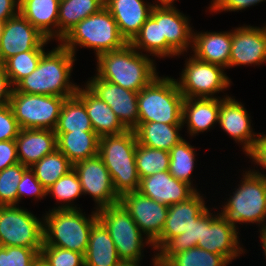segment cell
Returning <instances> with one entry per match:
<instances>
[{
    "mask_svg": "<svg viewBox=\"0 0 266 266\" xmlns=\"http://www.w3.org/2000/svg\"><path fill=\"white\" fill-rule=\"evenodd\" d=\"M232 30L220 32H194L192 39L193 56L197 59L229 68Z\"/></svg>",
    "mask_w": 266,
    "mask_h": 266,
    "instance_id": "24",
    "label": "cell"
},
{
    "mask_svg": "<svg viewBox=\"0 0 266 266\" xmlns=\"http://www.w3.org/2000/svg\"><path fill=\"white\" fill-rule=\"evenodd\" d=\"M20 130L10 104L0 107V141L15 140Z\"/></svg>",
    "mask_w": 266,
    "mask_h": 266,
    "instance_id": "45",
    "label": "cell"
},
{
    "mask_svg": "<svg viewBox=\"0 0 266 266\" xmlns=\"http://www.w3.org/2000/svg\"><path fill=\"white\" fill-rule=\"evenodd\" d=\"M33 266H49L47 262L40 256L34 263Z\"/></svg>",
    "mask_w": 266,
    "mask_h": 266,
    "instance_id": "53",
    "label": "cell"
},
{
    "mask_svg": "<svg viewBox=\"0 0 266 266\" xmlns=\"http://www.w3.org/2000/svg\"><path fill=\"white\" fill-rule=\"evenodd\" d=\"M15 142L18 162L26 167L57 149L56 134L49 129H21Z\"/></svg>",
    "mask_w": 266,
    "mask_h": 266,
    "instance_id": "25",
    "label": "cell"
},
{
    "mask_svg": "<svg viewBox=\"0 0 266 266\" xmlns=\"http://www.w3.org/2000/svg\"><path fill=\"white\" fill-rule=\"evenodd\" d=\"M161 30L162 38H166L167 58L180 57L192 49L193 29L189 16L176 6H161Z\"/></svg>",
    "mask_w": 266,
    "mask_h": 266,
    "instance_id": "21",
    "label": "cell"
},
{
    "mask_svg": "<svg viewBox=\"0 0 266 266\" xmlns=\"http://www.w3.org/2000/svg\"><path fill=\"white\" fill-rule=\"evenodd\" d=\"M91 215L81 209H52L43 216V246H54L80 254L87 251L89 235L98 220L97 210Z\"/></svg>",
    "mask_w": 266,
    "mask_h": 266,
    "instance_id": "3",
    "label": "cell"
},
{
    "mask_svg": "<svg viewBox=\"0 0 266 266\" xmlns=\"http://www.w3.org/2000/svg\"><path fill=\"white\" fill-rule=\"evenodd\" d=\"M75 96L85 105L93 130L99 137L118 135L127 131L111 107L85 84L78 87Z\"/></svg>",
    "mask_w": 266,
    "mask_h": 266,
    "instance_id": "23",
    "label": "cell"
},
{
    "mask_svg": "<svg viewBox=\"0 0 266 266\" xmlns=\"http://www.w3.org/2000/svg\"><path fill=\"white\" fill-rule=\"evenodd\" d=\"M52 196L57 200V207L52 209H81L73 203L83 195L82 187L77 172L72 169L67 174L60 177L52 186L47 189V195ZM77 198V199H76ZM72 201V202H71Z\"/></svg>",
    "mask_w": 266,
    "mask_h": 266,
    "instance_id": "37",
    "label": "cell"
},
{
    "mask_svg": "<svg viewBox=\"0 0 266 266\" xmlns=\"http://www.w3.org/2000/svg\"><path fill=\"white\" fill-rule=\"evenodd\" d=\"M202 241V215L184 231V233L171 238L156 254L155 266H164L174 255L197 246Z\"/></svg>",
    "mask_w": 266,
    "mask_h": 266,
    "instance_id": "34",
    "label": "cell"
},
{
    "mask_svg": "<svg viewBox=\"0 0 266 266\" xmlns=\"http://www.w3.org/2000/svg\"><path fill=\"white\" fill-rule=\"evenodd\" d=\"M77 172L83 195H90L95 202V210L119 203L110 173L102 158L97 155L73 165Z\"/></svg>",
    "mask_w": 266,
    "mask_h": 266,
    "instance_id": "14",
    "label": "cell"
},
{
    "mask_svg": "<svg viewBox=\"0 0 266 266\" xmlns=\"http://www.w3.org/2000/svg\"><path fill=\"white\" fill-rule=\"evenodd\" d=\"M27 0H16L19 8L26 2Z\"/></svg>",
    "mask_w": 266,
    "mask_h": 266,
    "instance_id": "55",
    "label": "cell"
},
{
    "mask_svg": "<svg viewBox=\"0 0 266 266\" xmlns=\"http://www.w3.org/2000/svg\"><path fill=\"white\" fill-rule=\"evenodd\" d=\"M94 132L85 105L74 95L62 104L55 133Z\"/></svg>",
    "mask_w": 266,
    "mask_h": 266,
    "instance_id": "33",
    "label": "cell"
},
{
    "mask_svg": "<svg viewBox=\"0 0 266 266\" xmlns=\"http://www.w3.org/2000/svg\"><path fill=\"white\" fill-rule=\"evenodd\" d=\"M210 211L208 208L202 214V241L197 242V247L222 255L231 263L246 252L240 242V233L220 210L214 214Z\"/></svg>",
    "mask_w": 266,
    "mask_h": 266,
    "instance_id": "12",
    "label": "cell"
},
{
    "mask_svg": "<svg viewBox=\"0 0 266 266\" xmlns=\"http://www.w3.org/2000/svg\"><path fill=\"white\" fill-rule=\"evenodd\" d=\"M18 13L19 6L16 0H0V23H5Z\"/></svg>",
    "mask_w": 266,
    "mask_h": 266,
    "instance_id": "50",
    "label": "cell"
},
{
    "mask_svg": "<svg viewBox=\"0 0 266 266\" xmlns=\"http://www.w3.org/2000/svg\"><path fill=\"white\" fill-rule=\"evenodd\" d=\"M230 262L222 255L199 247L174 255L164 266H227Z\"/></svg>",
    "mask_w": 266,
    "mask_h": 266,
    "instance_id": "40",
    "label": "cell"
},
{
    "mask_svg": "<svg viewBox=\"0 0 266 266\" xmlns=\"http://www.w3.org/2000/svg\"><path fill=\"white\" fill-rule=\"evenodd\" d=\"M137 51L130 43L96 57V76L125 89L139 92L159 74L155 60Z\"/></svg>",
    "mask_w": 266,
    "mask_h": 266,
    "instance_id": "2",
    "label": "cell"
},
{
    "mask_svg": "<svg viewBox=\"0 0 266 266\" xmlns=\"http://www.w3.org/2000/svg\"><path fill=\"white\" fill-rule=\"evenodd\" d=\"M2 25L3 23H0V37H1V32H2Z\"/></svg>",
    "mask_w": 266,
    "mask_h": 266,
    "instance_id": "56",
    "label": "cell"
},
{
    "mask_svg": "<svg viewBox=\"0 0 266 266\" xmlns=\"http://www.w3.org/2000/svg\"><path fill=\"white\" fill-rule=\"evenodd\" d=\"M57 150L74 165L99 154V136L95 132L55 133Z\"/></svg>",
    "mask_w": 266,
    "mask_h": 266,
    "instance_id": "30",
    "label": "cell"
},
{
    "mask_svg": "<svg viewBox=\"0 0 266 266\" xmlns=\"http://www.w3.org/2000/svg\"><path fill=\"white\" fill-rule=\"evenodd\" d=\"M51 41L19 12L2 25L0 63L3 64L18 53L45 50L46 45Z\"/></svg>",
    "mask_w": 266,
    "mask_h": 266,
    "instance_id": "13",
    "label": "cell"
},
{
    "mask_svg": "<svg viewBox=\"0 0 266 266\" xmlns=\"http://www.w3.org/2000/svg\"><path fill=\"white\" fill-rule=\"evenodd\" d=\"M66 97L12 90L10 106L21 129L54 130Z\"/></svg>",
    "mask_w": 266,
    "mask_h": 266,
    "instance_id": "11",
    "label": "cell"
},
{
    "mask_svg": "<svg viewBox=\"0 0 266 266\" xmlns=\"http://www.w3.org/2000/svg\"><path fill=\"white\" fill-rule=\"evenodd\" d=\"M118 266H141L138 262H125L122 261Z\"/></svg>",
    "mask_w": 266,
    "mask_h": 266,
    "instance_id": "54",
    "label": "cell"
},
{
    "mask_svg": "<svg viewBox=\"0 0 266 266\" xmlns=\"http://www.w3.org/2000/svg\"><path fill=\"white\" fill-rule=\"evenodd\" d=\"M97 215L107 228L121 261L141 263L146 246L154 251L152 241L144 236L120 203L98 209Z\"/></svg>",
    "mask_w": 266,
    "mask_h": 266,
    "instance_id": "8",
    "label": "cell"
},
{
    "mask_svg": "<svg viewBox=\"0 0 266 266\" xmlns=\"http://www.w3.org/2000/svg\"><path fill=\"white\" fill-rule=\"evenodd\" d=\"M183 99L174 77L158 75L138 92V122L182 124Z\"/></svg>",
    "mask_w": 266,
    "mask_h": 266,
    "instance_id": "7",
    "label": "cell"
},
{
    "mask_svg": "<svg viewBox=\"0 0 266 266\" xmlns=\"http://www.w3.org/2000/svg\"><path fill=\"white\" fill-rule=\"evenodd\" d=\"M27 168L18 162L0 171V206L18 205L17 188Z\"/></svg>",
    "mask_w": 266,
    "mask_h": 266,
    "instance_id": "41",
    "label": "cell"
},
{
    "mask_svg": "<svg viewBox=\"0 0 266 266\" xmlns=\"http://www.w3.org/2000/svg\"><path fill=\"white\" fill-rule=\"evenodd\" d=\"M18 163L15 140L0 141V171Z\"/></svg>",
    "mask_w": 266,
    "mask_h": 266,
    "instance_id": "48",
    "label": "cell"
},
{
    "mask_svg": "<svg viewBox=\"0 0 266 266\" xmlns=\"http://www.w3.org/2000/svg\"><path fill=\"white\" fill-rule=\"evenodd\" d=\"M260 232V243L262 244V250H263V254L265 255V259H266V228H264L263 230L259 231Z\"/></svg>",
    "mask_w": 266,
    "mask_h": 266,
    "instance_id": "51",
    "label": "cell"
},
{
    "mask_svg": "<svg viewBox=\"0 0 266 266\" xmlns=\"http://www.w3.org/2000/svg\"><path fill=\"white\" fill-rule=\"evenodd\" d=\"M138 192L156 202L171 206L187 201L197 191L188 183L177 180L169 171H163L141 178Z\"/></svg>",
    "mask_w": 266,
    "mask_h": 266,
    "instance_id": "20",
    "label": "cell"
},
{
    "mask_svg": "<svg viewBox=\"0 0 266 266\" xmlns=\"http://www.w3.org/2000/svg\"><path fill=\"white\" fill-rule=\"evenodd\" d=\"M30 168L34 171L37 180L48 189L60 177L72 170L73 164L62 152L56 149Z\"/></svg>",
    "mask_w": 266,
    "mask_h": 266,
    "instance_id": "36",
    "label": "cell"
},
{
    "mask_svg": "<svg viewBox=\"0 0 266 266\" xmlns=\"http://www.w3.org/2000/svg\"><path fill=\"white\" fill-rule=\"evenodd\" d=\"M43 217L19 205L0 206V246H21L41 251Z\"/></svg>",
    "mask_w": 266,
    "mask_h": 266,
    "instance_id": "10",
    "label": "cell"
},
{
    "mask_svg": "<svg viewBox=\"0 0 266 266\" xmlns=\"http://www.w3.org/2000/svg\"><path fill=\"white\" fill-rule=\"evenodd\" d=\"M104 6L115 19L120 34L129 43L150 17L155 4L144 0H104Z\"/></svg>",
    "mask_w": 266,
    "mask_h": 266,
    "instance_id": "22",
    "label": "cell"
},
{
    "mask_svg": "<svg viewBox=\"0 0 266 266\" xmlns=\"http://www.w3.org/2000/svg\"><path fill=\"white\" fill-rule=\"evenodd\" d=\"M135 159L140 179L169 169L170 154L166 150L150 148L137 143Z\"/></svg>",
    "mask_w": 266,
    "mask_h": 266,
    "instance_id": "38",
    "label": "cell"
},
{
    "mask_svg": "<svg viewBox=\"0 0 266 266\" xmlns=\"http://www.w3.org/2000/svg\"><path fill=\"white\" fill-rule=\"evenodd\" d=\"M175 0H155L154 4L158 6H175ZM177 1V0H176Z\"/></svg>",
    "mask_w": 266,
    "mask_h": 266,
    "instance_id": "52",
    "label": "cell"
},
{
    "mask_svg": "<svg viewBox=\"0 0 266 266\" xmlns=\"http://www.w3.org/2000/svg\"><path fill=\"white\" fill-rule=\"evenodd\" d=\"M129 43L142 54L145 52L159 59L166 58V38H162L161 30V6L153 7L150 17Z\"/></svg>",
    "mask_w": 266,
    "mask_h": 266,
    "instance_id": "31",
    "label": "cell"
},
{
    "mask_svg": "<svg viewBox=\"0 0 266 266\" xmlns=\"http://www.w3.org/2000/svg\"><path fill=\"white\" fill-rule=\"evenodd\" d=\"M266 63V29L242 25L232 29L229 68Z\"/></svg>",
    "mask_w": 266,
    "mask_h": 266,
    "instance_id": "18",
    "label": "cell"
},
{
    "mask_svg": "<svg viewBox=\"0 0 266 266\" xmlns=\"http://www.w3.org/2000/svg\"><path fill=\"white\" fill-rule=\"evenodd\" d=\"M59 42L75 56L79 46L93 49L96 57L121 49L128 43L105 6L79 22Z\"/></svg>",
    "mask_w": 266,
    "mask_h": 266,
    "instance_id": "5",
    "label": "cell"
},
{
    "mask_svg": "<svg viewBox=\"0 0 266 266\" xmlns=\"http://www.w3.org/2000/svg\"><path fill=\"white\" fill-rule=\"evenodd\" d=\"M85 85L102 101L107 103L127 130L138 125V92L120 87L94 75Z\"/></svg>",
    "mask_w": 266,
    "mask_h": 266,
    "instance_id": "15",
    "label": "cell"
},
{
    "mask_svg": "<svg viewBox=\"0 0 266 266\" xmlns=\"http://www.w3.org/2000/svg\"><path fill=\"white\" fill-rule=\"evenodd\" d=\"M104 7V0H64L59 3L58 42L79 22Z\"/></svg>",
    "mask_w": 266,
    "mask_h": 266,
    "instance_id": "32",
    "label": "cell"
},
{
    "mask_svg": "<svg viewBox=\"0 0 266 266\" xmlns=\"http://www.w3.org/2000/svg\"><path fill=\"white\" fill-rule=\"evenodd\" d=\"M185 68L176 79L184 98H221L216 93L226 91L232 84L225 73V68L189 56L185 60Z\"/></svg>",
    "mask_w": 266,
    "mask_h": 266,
    "instance_id": "9",
    "label": "cell"
},
{
    "mask_svg": "<svg viewBox=\"0 0 266 266\" xmlns=\"http://www.w3.org/2000/svg\"><path fill=\"white\" fill-rule=\"evenodd\" d=\"M119 203L150 241L153 242L162 233L169 206L156 202L138 191L122 195Z\"/></svg>",
    "mask_w": 266,
    "mask_h": 266,
    "instance_id": "16",
    "label": "cell"
},
{
    "mask_svg": "<svg viewBox=\"0 0 266 266\" xmlns=\"http://www.w3.org/2000/svg\"><path fill=\"white\" fill-rule=\"evenodd\" d=\"M203 194L197 191L187 201L172 204L168 208V214L162 233L152 242L155 250L152 264L155 266V254L173 237H176L193 224L207 209Z\"/></svg>",
    "mask_w": 266,
    "mask_h": 266,
    "instance_id": "19",
    "label": "cell"
},
{
    "mask_svg": "<svg viewBox=\"0 0 266 266\" xmlns=\"http://www.w3.org/2000/svg\"><path fill=\"white\" fill-rule=\"evenodd\" d=\"M17 192L18 204L26 196H33L37 201L48 196L47 189L37 180L34 171L30 167L23 172Z\"/></svg>",
    "mask_w": 266,
    "mask_h": 266,
    "instance_id": "44",
    "label": "cell"
},
{
    "mask_svg": "<svg viewBox=\"0 0 266 266\" xmlns=\"http://www.w3.org/2000/svg\"><path fill=\"white\" fill-rule=\"evenodd\" d=\"M59 0H27L19 12L48 39L58 42Z\"/></svg>",
    "mask_w": 266,
    "mask_h": 266,
    "instance_id": "28",
    "label": "cell"
},
{
    "mask_svg": "<svg viewBox=\"0 0 266 266\" xmlns=\"http://www.w3.org/2000/svg\"><path fill=\"white\" fill-rule=\"evenodd\" d=\"M39 257V249L21 246H0V266H33Z\"/></svg>",
    "mask_w": 266,
    "mask_h": 266,
    "instance_id": "42",
    "label": "cell"
},
{
    "mask_svg": "<svg viewBox=\"0 0 266 266\" xmlns=\"http://www.w3.org/2000/svg\"><path fill=\"white\" fill-rule=\"evenodd\" d=\"M266 0H212L208 7L211 13L219 12H237L250 8L251 6L257 5Z\"/></svg>",
    "mask_w": 266,
    "mask_h": 266,
    "instance_id": "46",
    "label": "cell"
},
{
    "mask_svg": "<svg viewBox=\"0 0 266 266\" xmlns=\"http://www.w3.org/2000/svg\"><path fill=\"white\" fill-rule=\"evenodd\" d=\"M244 105L235 97L224 95L219 98L218 124L235 143L240 144L242 151L247 154L253 147L259 134L254 133L251 116Z\"/></svg>",
    "mask_w": 266,
    "mask_h": 266,
    "instance_id": "17",
    "label": "cell"
},
{
    "mask_svg": "<svg viewBox=\"0 0 266 266\" xmlns=\"http://www.w3.org/2000/svg\"><path fill=\"white\" fill-rule=\"evenodd\" d=\"M238 188L221 206V214L233 223L257 224L259 231L266 228V178L251 170L243 171Z\"/></svg>",
    "mask_w": 266,
    "mask_h": 266,
    "instance_id": "6",
    "label": "cell"
},
{
    "mask_svg": "<svg viewBox=\"0 0 266 266\" xmlns=\"http://www.w3.org/2000/svg\"><path fill=\"white\" fill-rule=\"evenodd\" d=\"M137 139L133 130L99 138V156L108 169L114 190L121 197L138 191L140 178L137 173L135 150Z\"/></svg>",
    "mask_w": 266,
    "mask_h": 266,
    "instance_id": "4",
    "label": "cell"
},
{
    "mask_svg": "<svg viewBox=\"0 0 266 266\" xmlns=\"http://www.w3.org/2000/svg\"><path fill=\"white\" fill-rule=\"evenodd\" d=\"M169 173L177 180L183 181L193 186L192 172L195 168L196 148L192 146L186 139H182L178 144L172 147L169 151Z\"/></svg>",
    "mask_w": 266,
    "mask_h": 266,
    "instance_id": "35",
    "label": "cell"
},
{
    "mask_svg": "<svg viewBox=\"0 0 266 266\" xmlns=\"http://www.w3.org/2000/svg\"><path fill=\"white\" fill-rule=\"evenodd\" d=\"M219 98H184L182 124L191 137L199 135L218 123Z\"/></svg>",
    "mask_w": 266,
    "mask_h": 266,
    "instance_id": "26",
    "label": "cell"
},
{
    "mask_svg": "<svg viewBox=\"0 0 266 266\" xmlns=\"http://www.w3.org/2000/svg\"><path fill=\"white\" fill-rule=\"evenodd\" d=\"M247 157L254 162L255 165L261 166L263 172L259 171L258 167L256 169H250L255 174H260L266 178L265 169H266V134L259 133L258 139L255 141L252 149L246 154Z\"/></svg>",
    "mask_w": 266,
    "mask_h": 266,
    "instance_id": "47",
    "label": "cell"
},
{
    "mask_svg": "<svg viewBox=\"0 0 266 266\" xmlns=\"http://www.w3.org/2000/svg\"><path fill=\"white\" fill-rule=\"evenodd\" d=\"M76 56L60 42L50 51H45L37 68L21 79L14 89L18 92L52 95L70 98L78 87L70 81Z\"/></svg>",
    "mask_w": 266,
    "mask_h": 266,
    "instance_id": "1",
    "label": "cell"
},
{
    "mask_svg": "<svg viewBox=\"0 0 266 266\" xmlns=\"http://www.w3.org/2000/svg\"><path fill=\"white\" fill-rule=\"evenodd\" d=\"M84 259L85 266H118L122 262L107 228L99 219L91 228Z\"/></svg>",
    "mask_w": 266,
    "mask_h": 266,
    "instance_id": "27",
    "label": "cell"
},
{
    "mask_svg": "<svg viewBox=\"0 0 266 266\" xmlns=\"http://www.w3.org/2000/svg\"><path fill=\"white\" fill-rule=\"evenodd\" d=\"M40 256L49 266H85L84 254L54 246H42Z\"/></svg>",
    "mask_w": 266,
    "mask_h": 266,
    "instance_id": "43",
    "label": "cell"
},
{
    "mask_svg": "<svg viewBox=\"0 0 266 266\" xmlns=\"http://www.w3.org/2000/svg\"><path fill=\"white\" fill-rule=\"evenodd\" d=\"M183 124H165L161 122H138L133 130L137 143L150 148L170 151L184 139L179 132Z\"/></svg>",
    "mask_w": 266,
    "mask_h": 266,
    "instance_id": "29",
    "label": "cell"
},
{
    "mask_svg": "<svg viewBox=\"0 0 266 266\" xmlns=\"http://www.w3.org/2000/svg\"><path fill=\"white\" fill-rule=\"evenodd\" d=\"M45 50H29L8 58L4 63L11 85L14 87L21 79L31 74L38 66Z\"/></svg>",
    "mask_w": 266,
    "mask_h": 266,
    "instance_id": "39",
    "label": "cell"
},
{
    "mask_svg": "<svg viewBox=\"0 0 266 266\" xmlns=\"http://www.w3.org/2000/svg\"><path fill=\"white\" fill-rule=\"evenodd\" d=\"M13 88L4 65L0 63V107L10 104Z\"/></svg>",
    "mask_w": 266,
    "mask_h": 266,
    "instance_id": "49",
    "label": "cell"
}]
</instances>
